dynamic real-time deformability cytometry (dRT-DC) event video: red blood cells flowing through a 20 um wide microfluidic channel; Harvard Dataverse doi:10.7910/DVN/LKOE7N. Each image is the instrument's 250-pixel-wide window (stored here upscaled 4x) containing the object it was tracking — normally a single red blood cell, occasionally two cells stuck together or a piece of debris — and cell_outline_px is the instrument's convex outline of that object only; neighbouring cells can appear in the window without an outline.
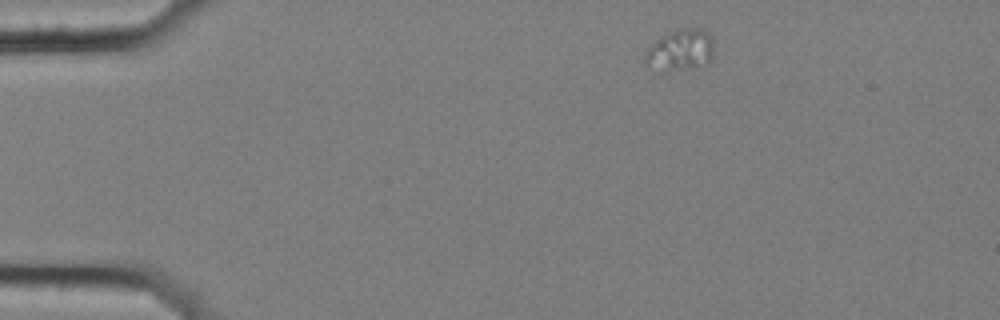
{"species": "common noctule bat (a hibernating species)", "species_latin": "Nyctalus noctula", "temperature_condition": "cold", "stored_images_in_passage": 3, "camera_frame_rate_fps": 3000, "um_per_image_px": 0.085, "animal": {"sex": "female", "body_mass_g": 25.1}, "frame": {"image": 1, "passage_image": 1, "time_ms": 0.0, "image_size_px": [1000, 320], "cell_outline_px": [[712, 60], [708, 64], [660, 76], [644, 64], [644, 56], [648, 48], [660, 36], [668, 32], [684, 28], [700, 28], [708, 32], [712, 40]], "centroid_in_image_um": [57.75, 4.35], "position_along_channel_um": 27.2, "area_um2": 17.57}}